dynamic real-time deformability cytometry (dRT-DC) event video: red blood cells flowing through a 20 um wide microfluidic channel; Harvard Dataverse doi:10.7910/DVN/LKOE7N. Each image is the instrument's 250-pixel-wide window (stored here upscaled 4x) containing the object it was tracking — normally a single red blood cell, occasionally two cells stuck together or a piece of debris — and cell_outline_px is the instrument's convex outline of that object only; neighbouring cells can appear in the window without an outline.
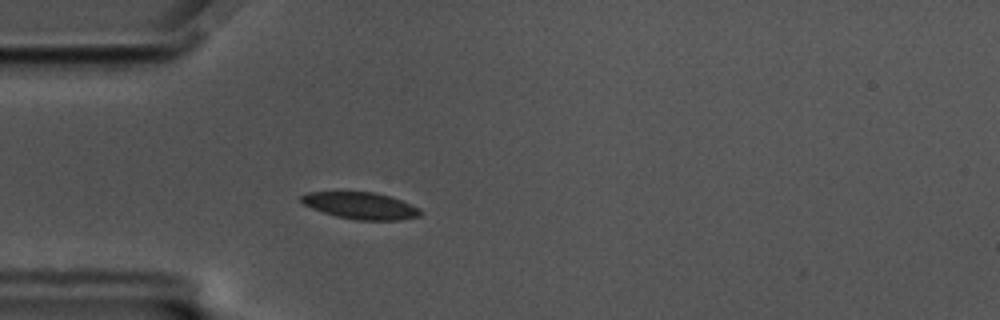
{"species": "common noctule bat (a hibernating species)", "species_latin": "Nyctalus noctula", "temperature_condition": "cold", "stored_images_in_passage": 55, "camera_frame_rate_fps": 3000, "um_per_image_px": 0.085, "animal": {"sex": "male", "body_mass_g": 17.5, "forearm_length_mm": 52.3}, "frame": {"image": 1, "passage_image": 14, "time_ms": 4.333, "image_size_px": [1000, 320], "cell_outline_px": [[424, 212], [420, 216], [400, 220], [356, 220], [336, 216], [312, 208], [304, 204], [300, 200], [300, 196], [308, 192], [372, 192], [388, 196], [400, 200], [420, 208]], "centroid_in_image_um": [30.68, 17.49], "position_along_channel_um": 54.3, "area_um2": 18.5}}
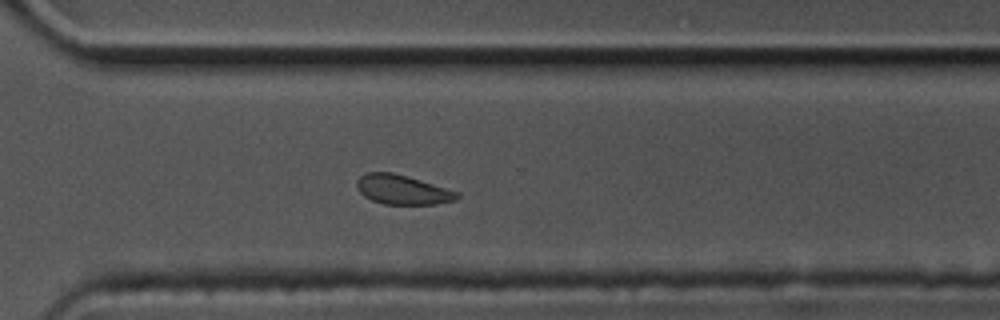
{"frame": {"image": 2, "passage_image": 39, "time_ms": 12.667, "image_size_px": [1000, 320], "cell_outline_px": [[460, 196], [456, 200], [436, 204], [384, 204], [372, 200], [364, 196], [360, 192], [356, 184], [356, 180], [360, 176], [368, 172], [392, 172], [420, 180], [460, 192]], "centroid_in_image_um": [34.22, 16.12], "position_along_channel_um": 336.4, "area_um2": 17.17}}
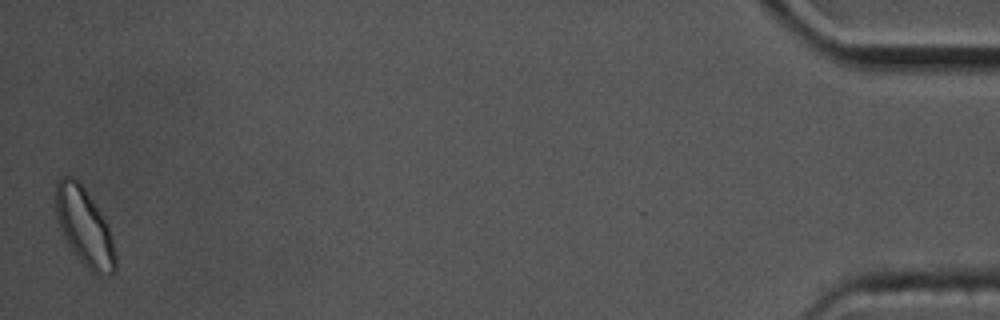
{"frame": {"image": 3, "passage_image": 55, "time_ms": 18.0, "image_size_px": [1000, 320], "cell_outline_px": [[116, 272], [108, 276], [100, 276], [92, 272], [80, 260], [68, 244], [56, 220], [56, 184], [60, 176], [64, 172], [72, 176], [84, 188], [108, 224], [112, 236], [116, 252]], "centroid_in_image_um": [7.19, 19.3], "position_along_channel_um": 428.0, "area_um2": 27.17}, "authors_computed_cell_mechanics": {"area_um2": 18.785, "velocity_mm_per_s": 3.4649, "shape_relaxation_time_tau1_ms": 2.6242, "shape_relaxation_time_tau2_ms": 5.5816, "deformation_change_tau1": 0.0695, "deformation_change_tau2": 0.0878}}